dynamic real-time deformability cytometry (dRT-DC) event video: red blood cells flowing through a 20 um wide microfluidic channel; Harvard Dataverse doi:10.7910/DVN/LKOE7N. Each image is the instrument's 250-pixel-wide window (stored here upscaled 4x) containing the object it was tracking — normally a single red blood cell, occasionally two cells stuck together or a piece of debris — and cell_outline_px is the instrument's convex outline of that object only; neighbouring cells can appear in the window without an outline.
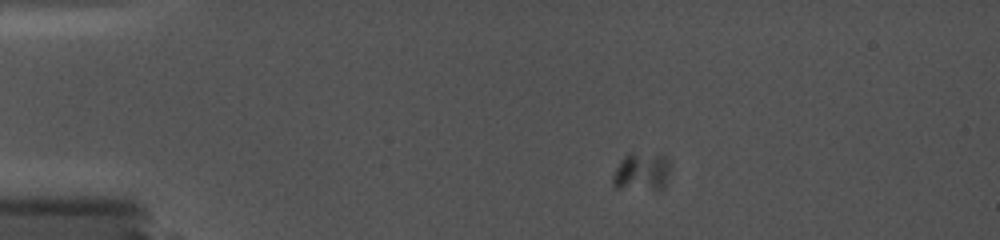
{"species": "common noctule bat (a hibernating species)", "species_latin": "Nyctalus noctula", "temperature_condition": "cold", "stored_images_in_passage": 42, "camera_frame_rate_fps": 5000, "um_per_image_px": 0.085, "animal": {"sex": "female", "body_mass_g": 19.0, "forearm_length_mm": 56.7}, "frame": {"image": 1, "passage_image": 6, "time_ms": 2.0, "image_size_px": [1000, 240], "cell_outline_px": [[668, 172], [664, 188], [616, 188], [612, 184], [612, 176], [620, 160], [624, 156], [632, 152], [664, 156], [668, 160]], "centroid_in_image_um": [54.48, 14.58], "position_along_channel_um": 30.5, "area_um2": 12.43}}
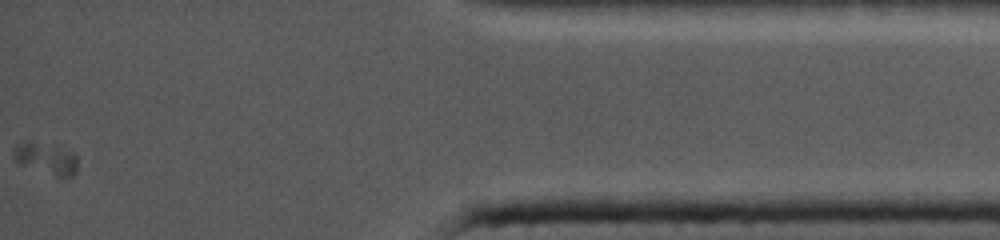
{"frame": {"image": 2, "passage_image": 42, "time_ms": 16.8, "image_size_px": [1000, 240], "cell_outline_px": [[76, 172], [72, 176], [64, 180], [20, 164], [12, 156], [16, 144], [24, 140], [28, 140], [76, 152]], "centroid_in_image_um": [3.93, 13.5], "position_along_channel_um": 431.3, "area_um2": 12.02}}